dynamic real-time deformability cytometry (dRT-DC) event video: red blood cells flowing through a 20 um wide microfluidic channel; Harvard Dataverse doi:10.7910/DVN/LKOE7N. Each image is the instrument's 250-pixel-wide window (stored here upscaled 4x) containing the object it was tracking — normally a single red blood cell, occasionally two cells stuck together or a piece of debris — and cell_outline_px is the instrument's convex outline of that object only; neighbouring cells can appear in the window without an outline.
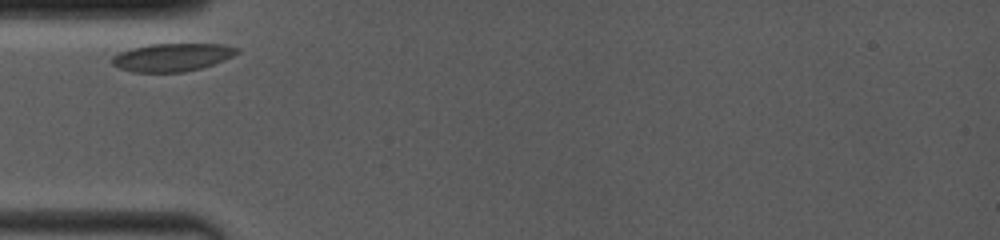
{"species": "common noctule bat (a hibernating species)", "species_latin": "Nyctalus noctula", "temperature_condition": "room temperature", "stored_images_in_passage": 10, "camera_frame_rate_fps": 4000, "um_per_image_px": 0.085, "animal": {"sex": "female", "body_mass_g": 19.0, "forearm_length_mm": 53.3}, "frame": {"image": 1, "passage_image": 1, "time_ms": 0.0, "image_size_px": [1000, 240], "cell_outline_px": [[240, 52], [224, 60], [200, 68], [184, 72], [132, 72], [120, 68], [112, 64], [112, 56], [120, 52], [132, 48], [148, 44], [220, 44], [240, 48]], "centroid_in_image_um": [14.63, 4.86], "position_along_channel_um": 70.4, "area_um2": 20.29}}
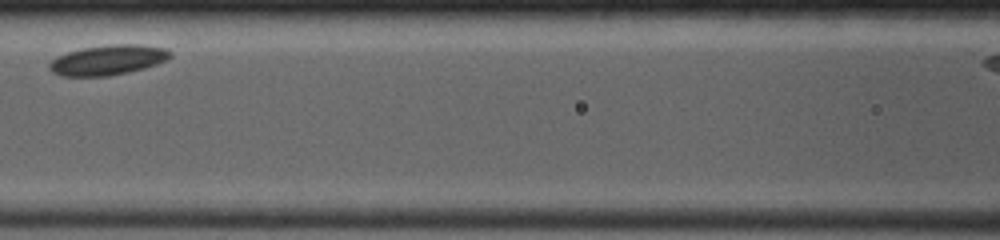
{"frame": {"image": 2, "passage_image": 6, "time_ms": 2.5, "image_size_px": [1000, 240], "cell_outline_px": [[172, 56], [156, 64], [144, 68], [128, 72], [108, 76], [60, 76], [52, 72], [48, 68], [48, 64], [56, 56], [68, 52], [84, 48], [108, 44], [140, 44], [168, 48], [172, 52]], "centroid_in_image_um": [9.17, 5.09], "position_along_channel_um": 157.4, "area_um2": 21.27}}
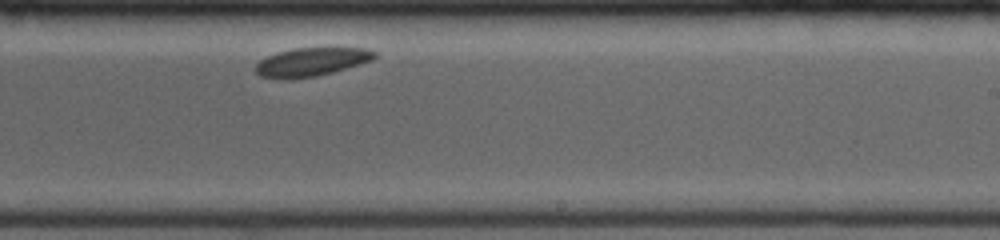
{"frame": {"image": 3, "passage_image": 10, "time_ms": 5.5, "image_size_px": [1000, 240], "cell_outline_px": [[376, 56], [372, 60], [332, 72], [316, 76], [284, 80], [260, 76], [252, 68], [260, 60], [276, 52], [292, 48], [368, 48], [376, 52]], "centroid_in_image_um": [26.41, 5.26], "position_along_channel_um": 262.6, "area_um2": 19.83}}